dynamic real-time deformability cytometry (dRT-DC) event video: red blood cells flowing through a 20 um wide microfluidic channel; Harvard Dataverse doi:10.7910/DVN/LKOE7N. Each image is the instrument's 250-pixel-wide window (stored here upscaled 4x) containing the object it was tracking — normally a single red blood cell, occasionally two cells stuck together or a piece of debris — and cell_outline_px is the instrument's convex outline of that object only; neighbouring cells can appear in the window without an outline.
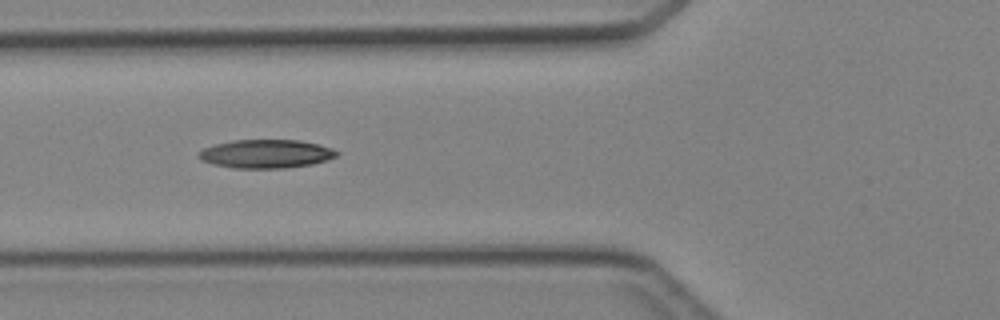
{"species": "Egyptian fruit bat (a non-hibernating species)", "species_latin": "Rousettus aegyptiacus", "temperature_condition": "cold", "stored_images_in_passage": 5, "camera_frame_rate_fps": 3000, "um_per_image_px": 0.085, "animal": {"sex": "female"}, "frame": {"image": 1, "passage_image": 5, "time_ms": 4.667, "image_size_px": [1000, 320], "cell_outline_px": [[340, 152], [336, 156], [328, 160], [312, 164], [284, 168], [232, 168], [216, 164], [204, 160], [196, 156], [204, 148], [216, 144], [232, 140], [300, 140], [320, 144], [332, 148]], "centroid_in_image_um": [22.67, 13.07], "position_along_channel_um": 103.1, "area_um2": 22.89}}